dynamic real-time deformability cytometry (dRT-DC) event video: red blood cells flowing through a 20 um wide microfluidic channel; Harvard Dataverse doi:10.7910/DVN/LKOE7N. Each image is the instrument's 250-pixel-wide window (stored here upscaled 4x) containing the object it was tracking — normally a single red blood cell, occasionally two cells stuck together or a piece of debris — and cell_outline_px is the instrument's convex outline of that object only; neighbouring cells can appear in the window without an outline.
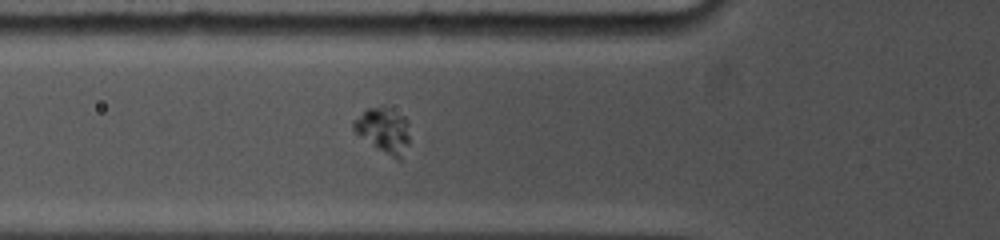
{"species": "common noctule bat (a hibernating species)", "species_latin": "Nyctalus noctula", "temperature_condition": "cold", "stored_images_in_passage": 12, "camera_frame_rate_fps": 5000, "um_per_image_px": 0.085, "animal": {"sex": "female", "body_mass_g": 19.0, "forearm_length_mm": 53.3}, "frame": {"image": 1, "passage_image": 2, "time_ms": 0.4, "image_size_px": [1000, 240], "cell_outline_px": [[408, 144], [400, 160], [396, 160], [360, 136], [352, 128], [352, 120], [368, 108], [388, 108], [404, 116], [408, 120]], "centroid_in_image_um": [32.61, 11.08], "position_along_channel_um": 93.2, "area_um2": 14.39}}
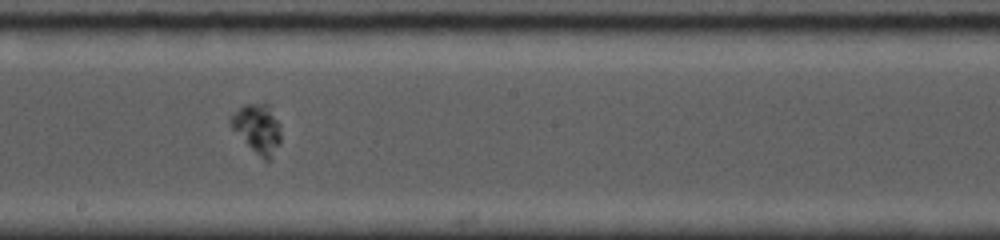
{"frame": {"image": 2, "passage_image": 11, "time_ms": 4.0, "image_size_px": [1000, 240], "cell_outline_px": [[280, 144], [272, 160], [264, 160], [232, 128], [228, 120], [228, 116], [244, 104], [268, 104], [280, 124]], "centroid_in_image_um": [21.9, 10.92], "position_along_channel_um": 226.3, "area_um2": 14.28}}